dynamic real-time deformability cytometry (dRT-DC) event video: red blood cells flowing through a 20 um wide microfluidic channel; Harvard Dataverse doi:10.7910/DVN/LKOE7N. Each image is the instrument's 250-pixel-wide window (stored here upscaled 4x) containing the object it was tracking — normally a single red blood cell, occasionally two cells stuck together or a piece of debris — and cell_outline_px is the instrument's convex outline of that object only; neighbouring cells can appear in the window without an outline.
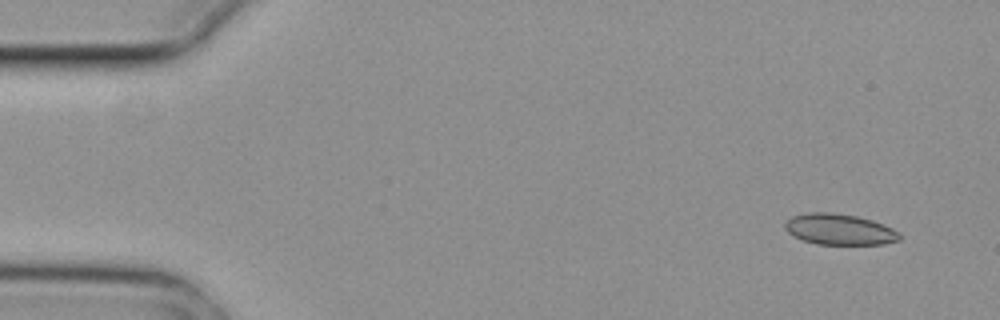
{"species": "common noctule bat (a hibernating species)", "species_latin": "Nyctalus noctula", "temperature_condition": "cold", "stored_images_in_passage": 5, "camera_frame_rate_fps": 3000, "um_per_image_px": 0.085, "animal": {"sex": "female", "body_mass_g": 29.2, "forearm_length_mm": 56.3}, "frame": {"image": 1, "passage_image": 1, "time_ms": 0.0, "image_size_px": [1000, 320], "cell_outline_px": [[900, 240], [884, 244], [816, 244], [792, 236], [784, 228], [784, 224], [792, 216], [808, 212], [832, 212], [856, 216], [872, 220], [892, 228], [900, 232]], "centroid_in_image_um": [71.34, 19.49], "position_along_channel_um": 13.7, "area_um2": 20.69}}
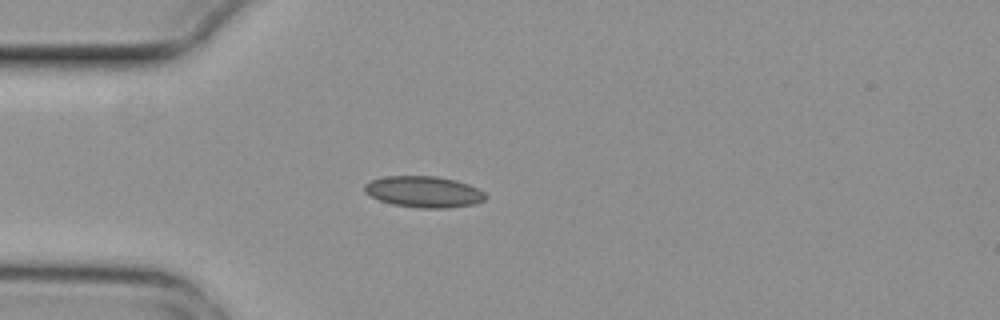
{"frame": {"image": 2, "passage_image": 3, "time_ms": 0.667, "image_size_px": [1000, 320], "cell_outline_px": [[488, 196], [484, 200], [476, 204], [448, 208], [420, 208], [392, 204], [380, 200], [364, 192], [364, 184], [372, 180], [384, 176], [436, 176], [456, 180], [468, 184], [484, 192]], "centroid_in_image_um": [36.04, 16.3], "position_along_channel_um": 49.0, "area_um2": 22.08}}
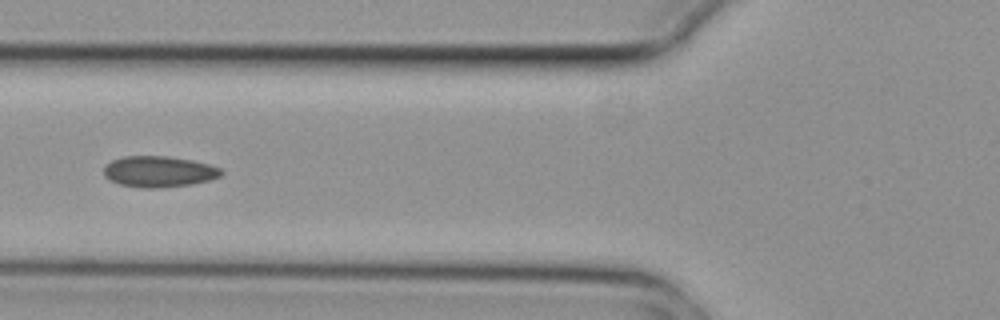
{"frame": {"image": 3, "passage_image": 5, "time_ms": 1.333, "image_size_px": [1000, 320], "cell_outline_px": [[224, 172], [220, 176], [208, 180], [192, 184], [156, 188], [140, 188], [120, 184], [108, 180], [104, 176], [104, 168], [112, 160], [124, 156], [168, 156], [192, 160], [208, 164], [220, 168]], "centroid_in_image_um": [13.49, 14.59], "position_along_channel_um": 112.3, "area_um2": 21.21}}